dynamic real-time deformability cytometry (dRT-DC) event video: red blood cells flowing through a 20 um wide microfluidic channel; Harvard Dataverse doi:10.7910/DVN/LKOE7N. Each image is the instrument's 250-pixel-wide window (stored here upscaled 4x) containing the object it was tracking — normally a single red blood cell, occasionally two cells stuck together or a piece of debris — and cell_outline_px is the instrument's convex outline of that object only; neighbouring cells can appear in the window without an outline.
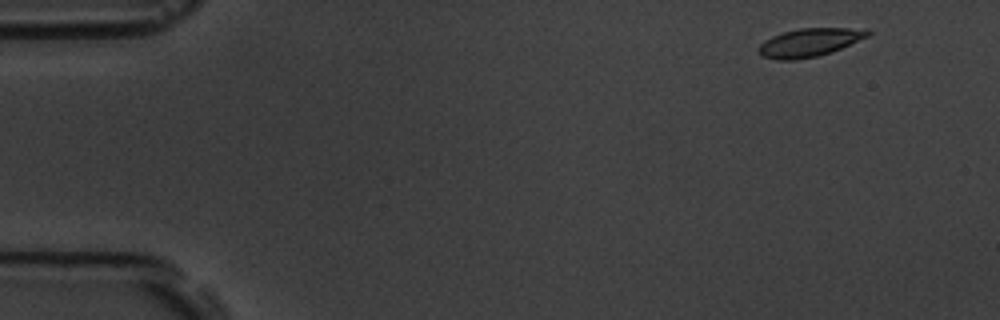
{"species": "common noctule bat (a hibernating species)", "species_latin": "Nyctalus noctula", "temperature_condition": "room temperature", "stored_images_in_passage": 5, "camera_frame_rate_fps": 3000, "um_per_image_px": 0.085, "animal": {"sex": "male", "body_mass_g": 19.5, "forearm_length_mm": 54.6}, "frame": {"image": 1, "passage_image": 1, "time_ms": 0.0, "image_size_px": [1000, 320], "cell_outline_px": [[872, 32], [868, 36], [840, 48], [816, 56], [796, 60], [776, 60], [760, 56], [756, 52], [756, 48], [764, 40], [772, 36], [784, 32], [800, 28], [848, 28]], "centroid_in_image_um": [68.67, 3.63], "position_along_channel_um": 16.3, "area_um2": 17.74}}
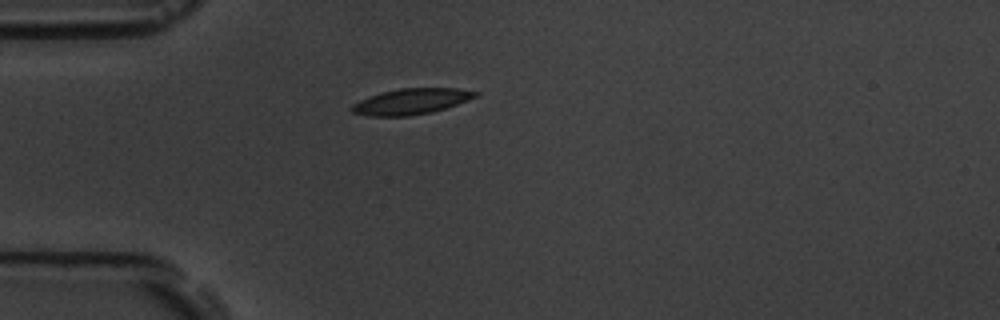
{"frame": {"image": 2, "passage_image": 4, "time_ms": 3.667, "image_size_px": [1000, 320], "cell_outline_px": [[480, 92], [476, 96], [456, 104], [432, 112], [408, 116], [368, 116], [352, 112], [352, 104], [368, 96], [400, 88], [460, 88]], "centroid_in_image_um": [34.94, 8.62], "position_along_channel_um": 50.1, "area_um2": 18.38}}